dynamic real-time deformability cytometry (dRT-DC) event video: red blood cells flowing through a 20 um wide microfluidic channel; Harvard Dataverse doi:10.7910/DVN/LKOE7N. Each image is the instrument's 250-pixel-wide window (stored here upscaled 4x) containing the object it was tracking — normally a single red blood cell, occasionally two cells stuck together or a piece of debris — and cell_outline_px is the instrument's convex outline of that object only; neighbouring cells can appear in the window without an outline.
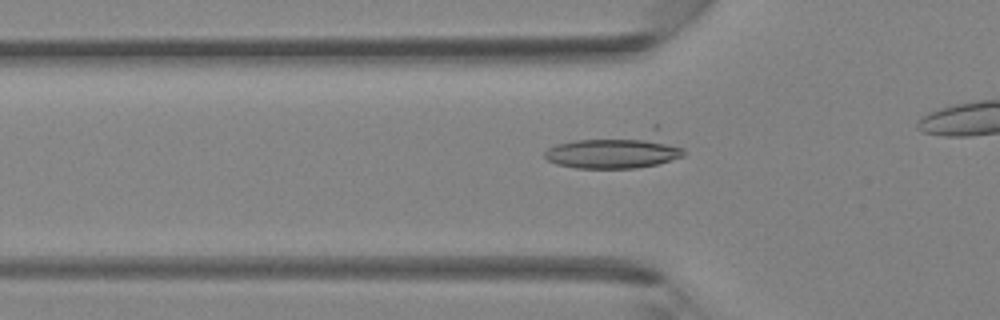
{"species": "Egyptian fruit bat (a non-hibernating species)", "species_latin": "Rousettus aegyptiacus", "temperature_condition": "room temperature", "stored_images_in_passage": 26, "camera_frame_rate_fps": 3000, "um_per_image_px": 0.085, "animal": {"sex": "female"}, "frame": {"image": 1, "passage_image": 6, "time_ms": 1.667, "image_size_px": [1000, 320], "cell_outline_px": [[684, 156], [656, 164], [636, 168], [576, 168], [556, 164], [548, 160], [544, 156], [544, 152], [548, 148], [556, 144], [652, 124], [660, 124], [684, 148]], "centroid_in_image_um": [52.56, 12.7], "position_along_channel_um": 73.2, "area_um2": 30.63}}
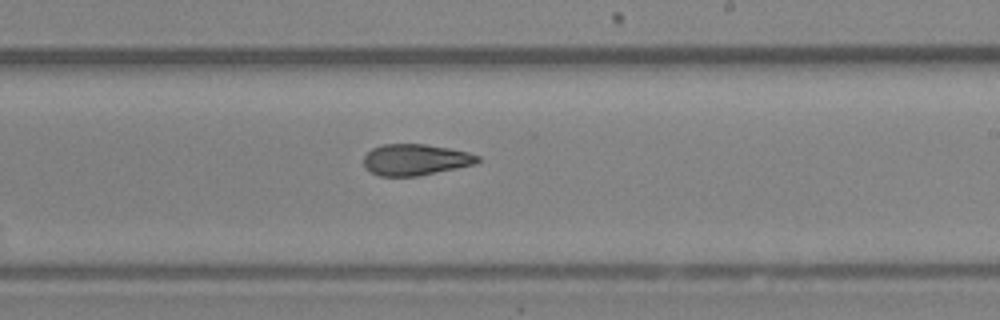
{"frame": {"image": 2, "passage_image": 17, "time_ms": 5.333, "image_size_px": [1000, 320], "cell_outline_px": [[480, 160], [476, 164], [416, 176], [380, 176], [364, 168], [364, 156], [372, 148], [384, 144], [424, 144], [448, 148], [468, 152], [480, 156]], "centroid_in_image_um": [35.3, 13.57], "position_along_channel_um": 253.7, "area_um2": 20.63}}
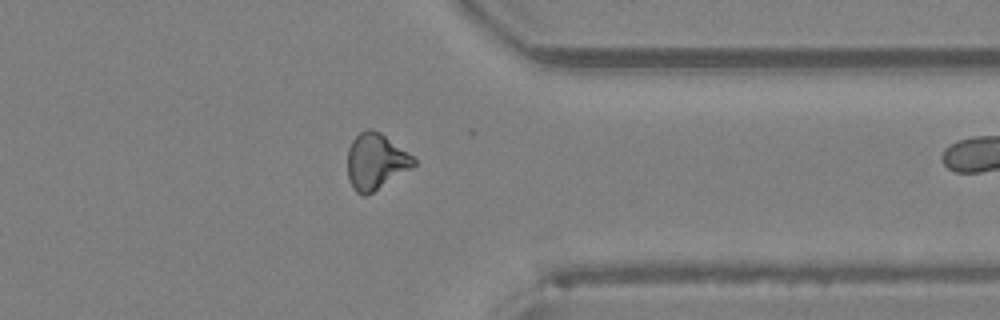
{"frame": {"image": 3, "passage_image": 25, "time_ms": 8.0, "image_size_px": [1000, 320], "cell_outline_px": [[416, 164], [412, 168], [372, 192], [364, 196], [356, 192], [352, 188], [348, 176], [348, 148], [352, 140], [360, 132], [368, 128], [372, 128], [380, 132], [412, 156], [416, 160]], "centroid_in_image_um": [31.92, 13.72], "position_along_channel_um": 379.5, "area_um2": 21.39}}